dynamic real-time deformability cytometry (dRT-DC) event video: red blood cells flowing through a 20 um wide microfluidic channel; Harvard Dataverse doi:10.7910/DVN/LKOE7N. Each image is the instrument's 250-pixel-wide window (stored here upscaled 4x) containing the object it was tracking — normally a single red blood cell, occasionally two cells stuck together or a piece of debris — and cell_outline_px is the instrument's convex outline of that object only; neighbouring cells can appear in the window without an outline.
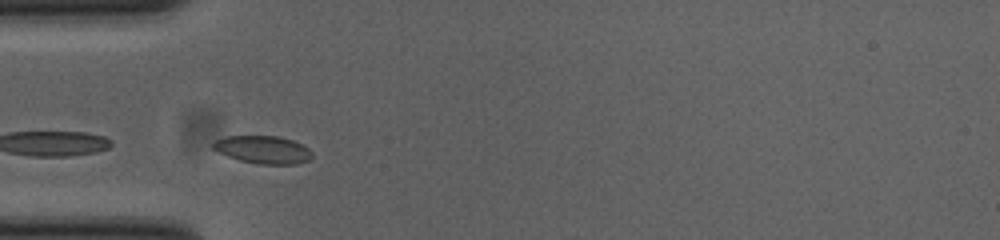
{"species": "common noctule bat (a hibernating species)", "species_latin": "Nyctalus noctula", "temperature_condition": "cold", "stored_images_in_passage": 7, "camera_frame_rate_fps": 3000, "um_per_image_px": 0.085, "animal": {"sex": "female", "body_mass_g": 23.0, "forearm_length_mm": 53.4}, "frame": {"image": 1, "passage_image": 3, "time_ms": 0.667, "image_size_px": [1000, 240], "cell_outline_px": [[312, 156], [308, 160], [296, 164], [260, 164], [240, 160], [228, 156], [212, 148], [212, 144], [216, 140], [224, 136], [280, 136], [292, 140], [308, 148], [312, 152]], "centroid_in_image_um": [22.36, 12.71], "position_along_channel_um": 62.6, "area_um2": 15.9}}